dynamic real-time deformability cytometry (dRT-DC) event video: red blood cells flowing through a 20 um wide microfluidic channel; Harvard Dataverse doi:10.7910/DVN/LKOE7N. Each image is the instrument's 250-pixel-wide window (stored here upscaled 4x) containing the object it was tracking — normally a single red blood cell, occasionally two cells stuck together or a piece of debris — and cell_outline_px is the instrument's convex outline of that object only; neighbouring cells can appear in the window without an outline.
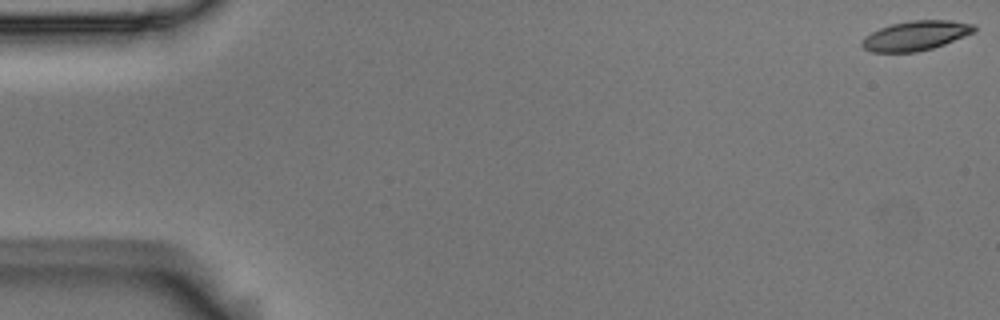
{"species": "Egyptian fruit bat (a non-hibernating species)", "species_latin": "Rousettus aegyptiacus", "temperature_condition": "room temperature", "stored_images_in_passage": 15, "camera_frame_rate_fps": 3000, "um_per_image_px": 0.085, "animal": {"sex": "male"}, "frame": {"image": 1, "passage_image": 1, "time_ms": 0.0, "image_size_px": [1000, 320], "cell_outline_px": [[976, 32], [944, 44], [932, 48], [916, 52], [872, 52], [864, 48], [860, 44], [860, 40], [864, 36], [880, 28], [892, 24], [908, 20], [948, 20], [972, 24], [976, 28]], "centroid_in_image_um": [77.81, 3.03], "position_along_channel_um": 7.2, "area_um2": 19.36}}
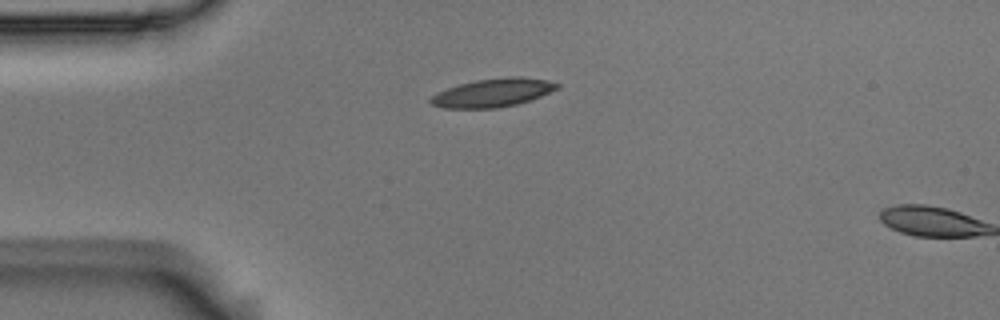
{"frame": {"image": 2, "passage_image": 14, "time_ms": 4.333, "image_size_px": [1000, 320], "cell_outline_px": [[560, 88], [540, 96], [516, 104], [496, 108], [444, 108], [432, 104], [428, 100], [436, 92], [460, 84], [476, 80], [508, 76], [520, 76], [548, 80], [560, 84]], "centroid_in_image_um": [41.9, 7.87], "position_along_channel_um": 43.1, "area_um2": 20.87}}